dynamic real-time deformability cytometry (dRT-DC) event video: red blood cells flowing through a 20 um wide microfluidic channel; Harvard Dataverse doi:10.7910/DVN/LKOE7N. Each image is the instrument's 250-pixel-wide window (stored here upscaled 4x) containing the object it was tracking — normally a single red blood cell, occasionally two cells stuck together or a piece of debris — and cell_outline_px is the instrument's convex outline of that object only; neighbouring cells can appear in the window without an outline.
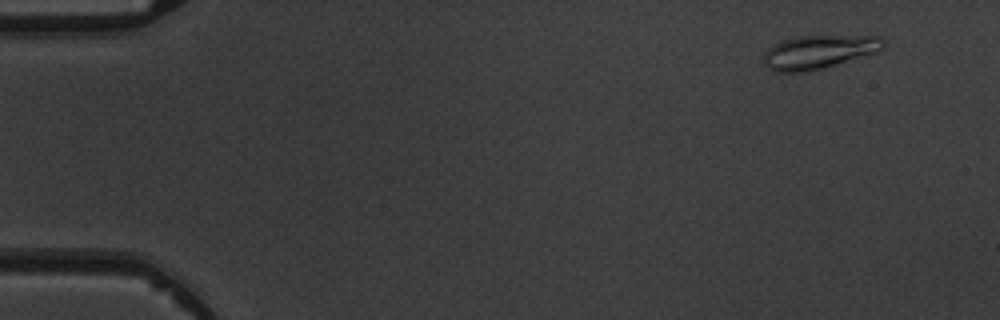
{"species": "common noctule bat (a hibernating species)", "species_latin": "Nyctalus noctula", "temperature_condition": "warm", "stored_images_in_passage": 7, "camera_frame_rate_fps": 3000, "um_per_image_px": 0.085, "animal": {"sex": "male", "body_mass_g": 19.5, "forearm_length_mm": 54.6}, "frame": {"image": 1, "passage_image": 2, "time_ms": 1.333, "image_size_px": [1000, 320], "cell_outline_px": [[884, 48], [876, 52], [808, 72], [776, 72], [768, 68], [764, 64], [764, 52], [768, 48], [780, 40], [796, 36], [880, 36], [884, 40]], "centroid_in_image_um": [69.55, 4.41], "position_along_channel_um": 15.5, "area_um2": 23.35}}
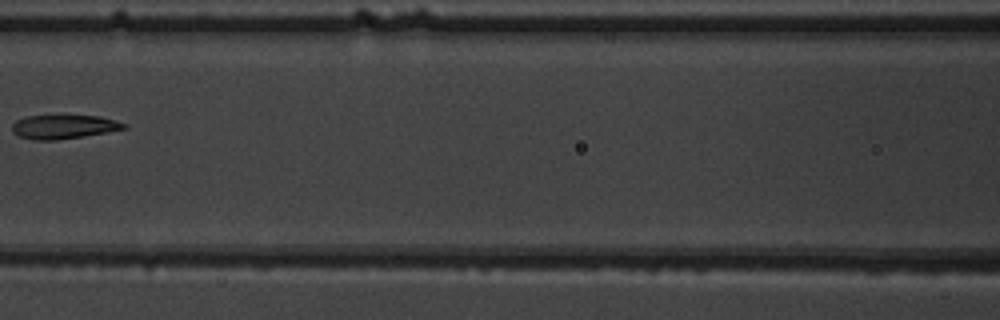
{"frame": {"image": 2, "passage_image": 7, "time_ms": 8.0, "image_size_px": [1000, 320], "cell_outline_px": [[128, 128], [108, 132], [56, 140], [32, 140], [16, 136], [12, 132], [12, 124], [16, 120], [24, 116], [64, 112], [100, 116], [116, 120], [128, 124]], "centroid_in_image_um": [5.4, 10.71], "position_along_channel_um": 161.2, "area_um2": 16.82}}